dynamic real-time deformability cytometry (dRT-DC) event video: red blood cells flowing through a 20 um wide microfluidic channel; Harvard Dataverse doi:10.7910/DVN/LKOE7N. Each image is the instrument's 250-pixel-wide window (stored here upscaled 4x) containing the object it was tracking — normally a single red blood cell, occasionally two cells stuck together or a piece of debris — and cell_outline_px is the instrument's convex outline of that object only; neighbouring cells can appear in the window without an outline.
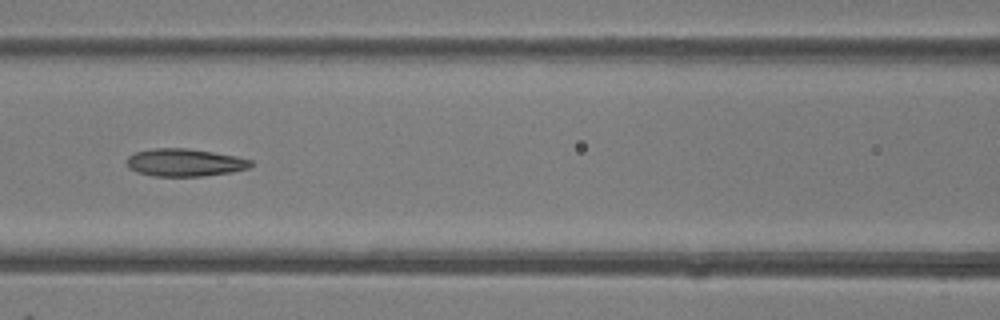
{"species": "common noctule bat (a hibernating species)", "species_latin": "Nyctalus noctula", "temperature_condition": "room temperature", "stored_images_in_passage": 48, "camera_frame_rate_fps": 3000, "um_per_image_px": 0.085, "animal": {"sex": "female"}, "frame": {"image": 1, "passage_image": 21, "time_ms": 6.667, "image_size_px": [1000, 320], "cell_outline_px": [[252, 164], [248, 168], [232, 172], [204, 176], [152, 176], [136, 172], [128, 168], [128, 156], [136, 152], [156, 148], [188, 148], [236, 156], [252, 160]], "centroid_in_image_um": [15.7, 13.82], "position_along_channel_um": 150.9, "area_um2": 19.94}}
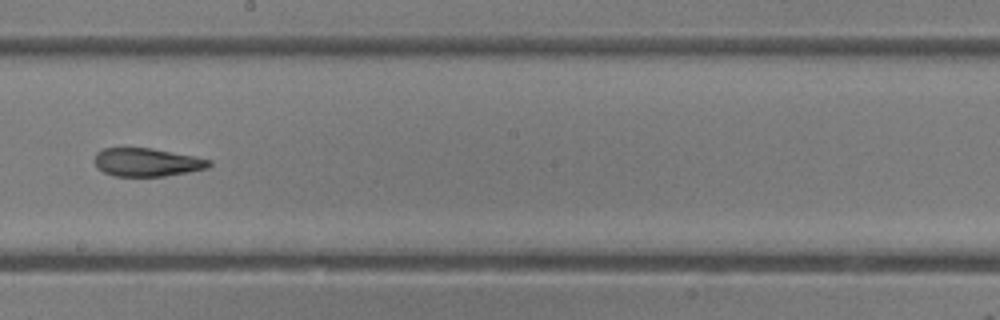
{"frame": {"image": 2, "passage_image": 27, "time_ms": 8.667, "image_size_px": [1000, 320], "cell_outline_px": [[212, 164], [208, 168], [188, 172], [164, 176], [116, 176], [104, 172], [96, 168], [96, 152], [104, 148], [152, 148], [212, 160]], "centroid_in_image_um": [12.5, 13.79], "position_along_channel_um": 235.7, "area_um2": 18.73}}
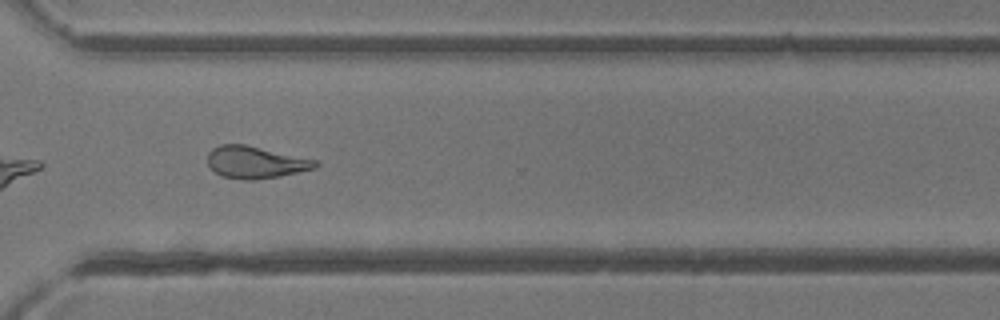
{"frame": {"image": 3, "passage_image": 35, "time_ms": 11.333, "image_size_px": [1000, 320], "cell_outline_px": [[320, 164], [316, 168], [280, 176], [252, 180], [240, 180], [220, 176], [208, 164], [208, 152], [212, 148], [220, 144], [244, 144], [316, 160]], "centroid_in_image_um": [21.7, 13.8], "position_along_channel_um": 348.9, "area_um2": 20.11}, "authors_computed_cell_mechanics": {"area_um2": 21.386, "velocity_mm_per_s": 4.2509, "shape_relaxation_time_tau1_ms": null, "shape_relaxation_time_tau2_ms": 2.4189, "deformation_change_tau1": null, "deformation_change_tau2": 0.1212}}